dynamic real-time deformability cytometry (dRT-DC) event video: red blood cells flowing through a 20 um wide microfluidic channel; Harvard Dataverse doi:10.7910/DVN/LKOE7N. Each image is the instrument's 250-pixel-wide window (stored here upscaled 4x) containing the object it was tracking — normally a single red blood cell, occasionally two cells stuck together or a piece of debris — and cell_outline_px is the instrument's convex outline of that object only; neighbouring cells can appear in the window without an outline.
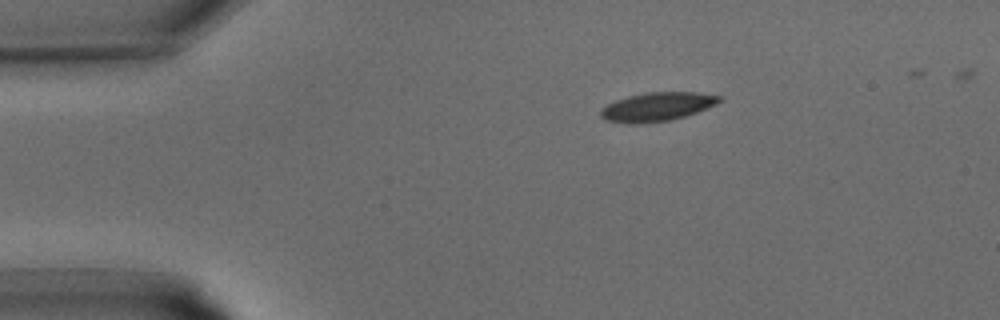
{"species": "common noctule bat (a hibernating species)", "species_latin": "Nyctalus noctula", "temperature_condition": "warm", "stored_images_in_passage": 2, "camera_frame_rate_fps": 3000, "um_per_image_px": 0.085, "animal": {"sex": "male", "body_mass_g": 15.6}, "frame": {"image": 1, "passage_image": 2, "time_ms": 0.333, "image_size_px": [1000, 320], "cell_outline_px": [[712, 100], [696, 108], [684, 112], [668, 116], [608, 116], [608, 112], [612, 108], [660, 96], [684, 96]], "centroid_in_image_um": [55.99, 9.06], "position_along_channel_um": 29.0, "area_um2": 10.0}}